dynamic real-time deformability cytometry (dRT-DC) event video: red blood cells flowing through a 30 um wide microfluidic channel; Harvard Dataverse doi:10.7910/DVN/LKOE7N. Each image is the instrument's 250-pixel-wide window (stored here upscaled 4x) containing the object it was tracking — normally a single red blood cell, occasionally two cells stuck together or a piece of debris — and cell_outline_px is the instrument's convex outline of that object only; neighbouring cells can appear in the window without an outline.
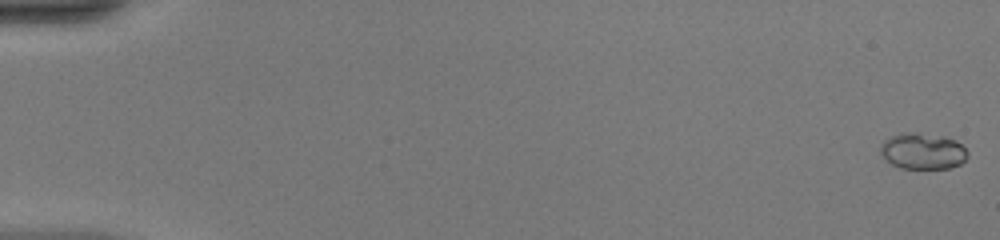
{"species": "common noctule bat (a hibernating species)", "species_latin": "Nyctalus noctula", "temperature_condition": "warm", "stored_images_in_passage": 51, "camera_frame_rate_fps": 3000, "um_per_image_px": 0.085, "animal": {"sex": "female", "body_mass_g": 20.0, "forearm_length_mm": 54.0}, "frame": {"image": 1, "passage_image": 1, "time_ms": 0.0, "image_size_px": [1000, 240], "cell_outline_px": [[968, 156], [960, 164], [948, 168], [900, 168], [884, 160], [880, 152], [880, 148], [884, 140], [892, 136], [908, 132], [912, 132], [944, 136], [956, 140], [968, 152]], "centroid_in_image_um": [78.42, 12.85], "position_along_channel_um": 6.6, "area_um2": 18.32}}
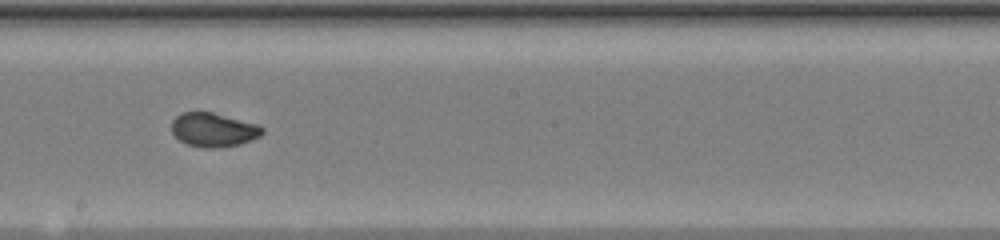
{"frame": {"image": 2, "passage_image": 30, "time_ms": 9.667, "image_size_px": [1000, 240], "cell_outline_px": [[264, 132], [260, 136], [240, 144], [216, 148], [208, 148], [188, 144], [180, 140], [172, 132], [172, 120], [180, 112], [212, 112], [256, 124], [264, 128]], "centroid_in_image_um": [18.14, 11.03], "position_along_channel_um": 230.1, "area_um2": 17.74}}
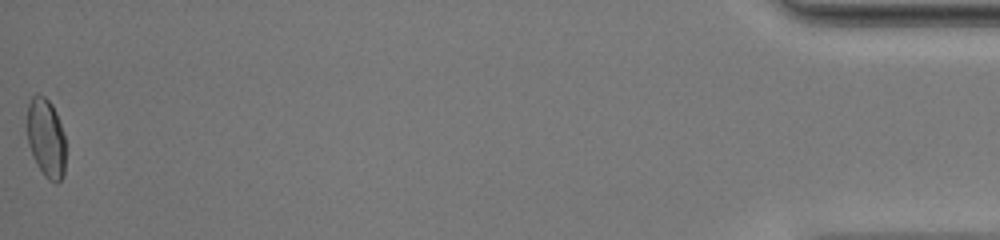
{"frame": {"image": 3, "passage_image": 51, "time_ms": 16.667, "image_size_px": [1000, 240], "cell_outline_px": [[64, 172], [60, 180], [56, 184], [48, 180], [44, 176], [36, 164], [32, 156], [28, 144], [28, 104], [32, 96], [36, 92], [44, 96], [52, 104], [56, 112], [64, 132]], "centroid_in_image_um": [3.91, 11.73], "position_along_channel_um": 431.3, "area_um2": 17.8}}